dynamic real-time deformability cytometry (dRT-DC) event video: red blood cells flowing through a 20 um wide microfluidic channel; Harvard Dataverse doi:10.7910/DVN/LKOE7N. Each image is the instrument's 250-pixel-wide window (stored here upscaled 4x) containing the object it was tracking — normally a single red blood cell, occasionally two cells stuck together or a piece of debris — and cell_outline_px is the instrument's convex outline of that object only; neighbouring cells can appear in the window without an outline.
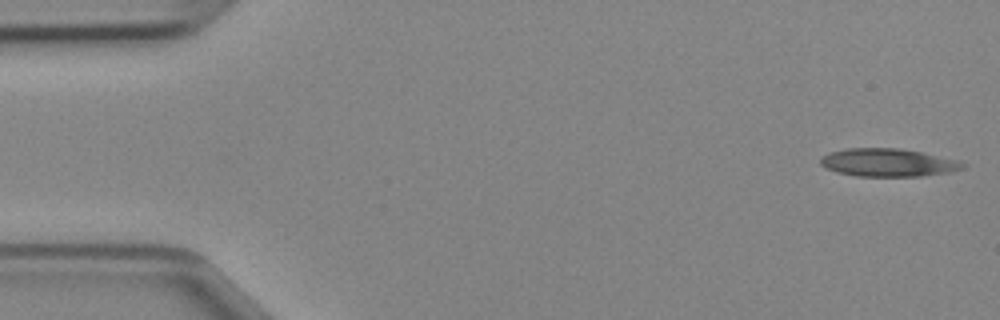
{"species": "Egyptian fruit bat (a non-hibernating species)", "species_latin": "Rousettus aegyptiacus", "temperature_condition": "cold", "stored_images_in_passage": 47, "segment_of_instrument_passage": [1, 2], "camera_frame_rate_fps": 3000, "um_per_image_px": 0.085, "animal": {"sex": "female"}, "frame": {"image": 1, "passage_image": 1, "time_ms": 0.0, "image_size_px": [1000, 320], "cell_outline_px": [[968, 164], [964, 168], [948, 172], [920, 176], [856, 176], [836, 172], [820, 164], [820, 156], [828, 152], [848, 148], [900, 148], [960, 160]], "centroid_in_image_um": [75.48, 13.81], "position_along_channel_um": 9.5, "area_um2": 23.29}}
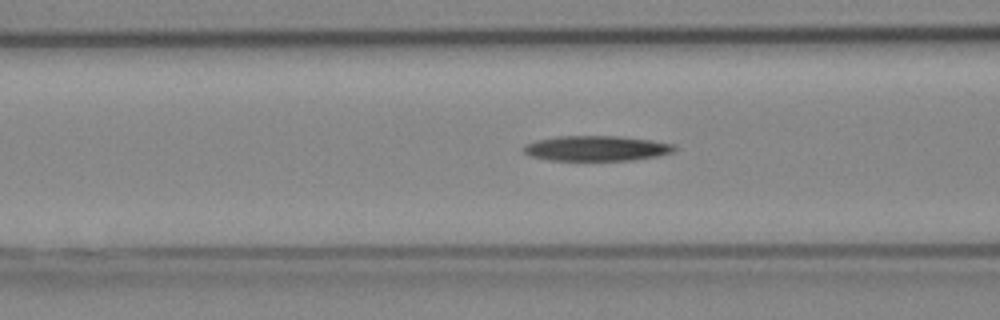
{"frame": {"image": 2, "passage_image": 17, "time_ms": 5.333, "image_size_px": [1000, 320], "cell_outline_px": [[676, 148], [672, 152], [656, 156], [632, 160], [548, 160], [532, 156], [524, 152], [520, 148], [524, 144], [536, 140], [556, 136], [620, 136], [652, 140], [676, 144]], "centroid_in_image_um": [50.67, 12.6], "position_along_channel_um": 115.9, "area_um2": 22.25}}
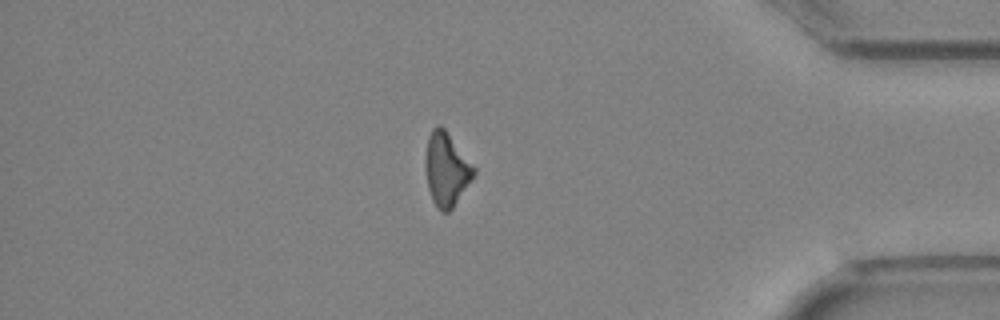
{"frame": {"image": 3, "passage_image": 39, "time_ms": 12.667, "image_size_px": [1000, 320], "cell_outline_px": [[476, 172], [472, 180], [452, 208], [448, 212], [440, 212], [436, 208], [432, 200], [428, 188], [424, 164], [424, 160], [428, 136], [432, 128], [436, 124], [440, 124], [444, 128], [476, 168]], "centroid_in_image_um": [37.93, 14.39], "position_along_channel_um": 397.3, "area_um2": 20.92}}